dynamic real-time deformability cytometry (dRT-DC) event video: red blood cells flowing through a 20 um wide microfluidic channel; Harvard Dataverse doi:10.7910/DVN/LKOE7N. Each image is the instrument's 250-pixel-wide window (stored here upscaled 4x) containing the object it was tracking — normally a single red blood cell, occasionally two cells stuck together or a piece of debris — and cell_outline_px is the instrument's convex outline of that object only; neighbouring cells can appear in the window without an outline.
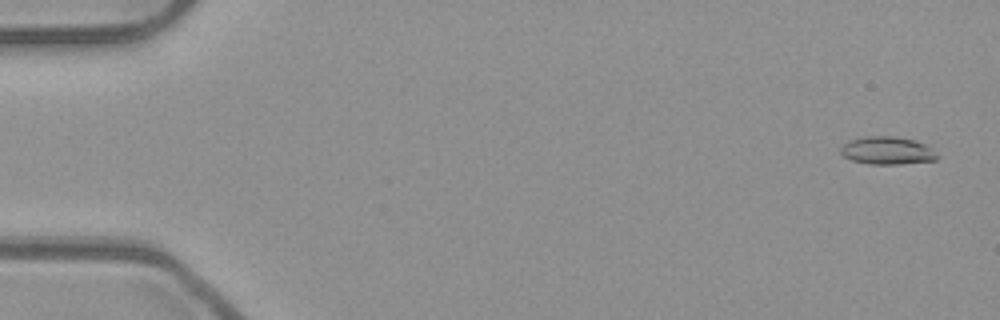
{"species": "common noctule bat (a hibernating species)", "species_latin": "Nyctalus noctula", "temperature_condition": "room temperature", "stored_images_in_passage": 49, "camera_frame_rate_fps": 3000, "um_per_image_px": 0.085, "animal": {"sex": "male", "body_mass_g": 23.1, "forearm_length_mm": 52.7}, "frame": {"image": 1, "passage_image": 3, "time_ms": 0.667, "image_size_px": [1000, 320], "cell_outline_px": [[940, 156], [936, 160], [900, 164], [868, 164], [852, 160], [844, 156], [840, 152], [840, 148], [848, 140], [864, 136], [892, 136], [916, 140], [928, 144]], "centroid_in_image_um": [75.45, 12.79], "position_along_channel_um": 9.6, "area_um2": 15.9}}
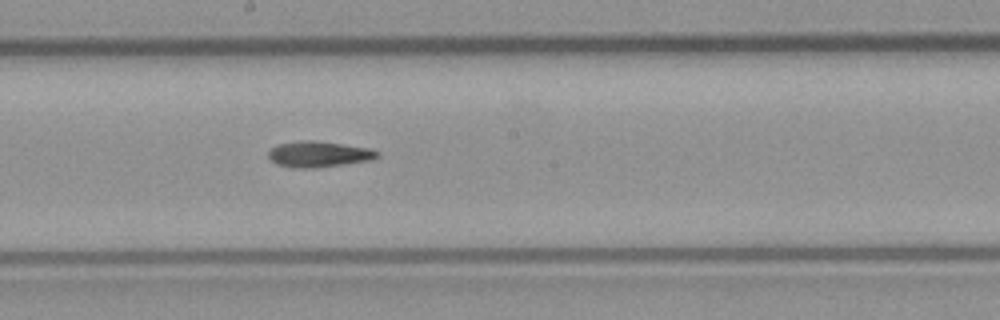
{"frame": {"image": 2, "passage_image": 30, "time_ms": 9.667, "image_size_px": [1000, 320], "cell_outline_px": [[380, 156], [372, 160], [316, 168], [292, 168], [276, 164], [268, 156], [268, 152], [276, 144], [300, 140], [312, 140], [368, 148], [380, 152]], "centroid_in_image_um": [27.08, 13.11], "position_along_channel_um": 221.1, "area_um2": 16.47}}
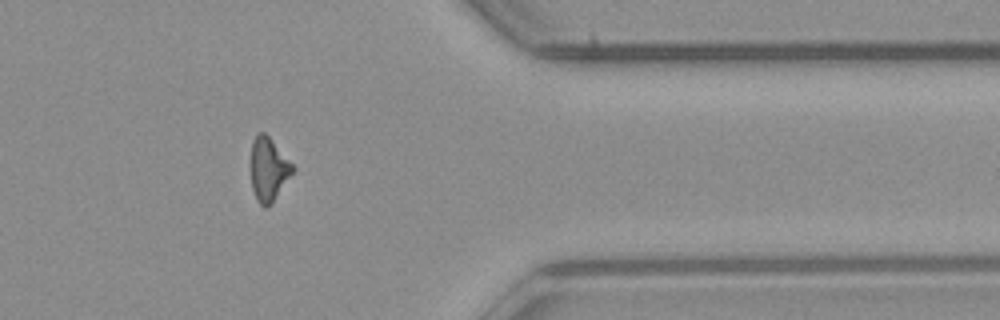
{"frame": {"image": 3, "passage_image": 44, "time_ms": 14.333, "image_size_px": [1000, 320], "cell_outline_px": [[292, 172], [272, 200], [264, 208], [256, 200], [252, 188], [248, 164], [252, 140], [256, 132], [264, 132], [268, 136], [292, 164]], "centroid_in_image_um": [22.71, 14.32], "position_along_channel_um": 388.7, "area_um2": 15.32}}